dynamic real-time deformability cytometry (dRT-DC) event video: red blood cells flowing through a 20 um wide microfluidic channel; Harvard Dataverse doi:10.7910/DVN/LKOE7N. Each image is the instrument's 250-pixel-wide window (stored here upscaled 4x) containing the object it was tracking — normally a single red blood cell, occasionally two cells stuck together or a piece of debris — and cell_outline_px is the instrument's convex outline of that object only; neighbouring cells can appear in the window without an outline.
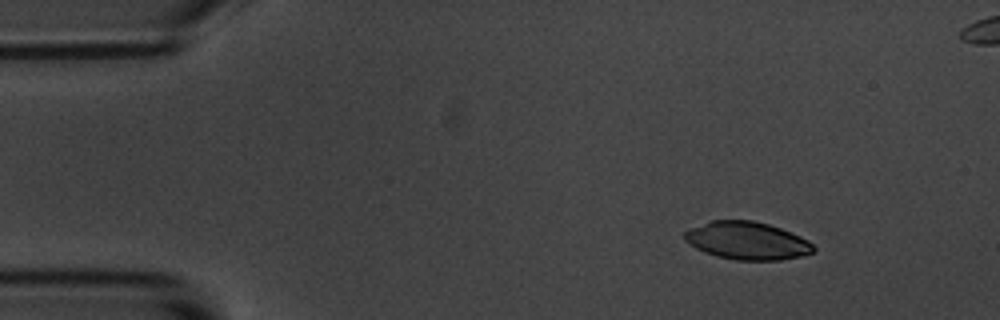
{"species": "common noctule bat (a hibernating species)", "species_latin": "Nyctalus noctula", "temperature_condition": "room temperature", "stored_images_in_passage": 9, "camera_frame_rate_fps": 3000, "um_per_image_px": 0.085, "animal": {"sex": "male", "body_mass_g": 20.1, "forearm_length_mm": 53.5}, "frame": {"image": 1, "passage_image": 1, "time_ms": 0.0, "image_size_px": [1000, 320], "cell_outline_px": [[816, 248], [812, 252], [804, 256], [780, 260], [736, 260], [716, 256], [704, 252], [696, 248], [684, 240], [684, 232], [688, 228], [708, 220], [752, 220], [768, 224], [780, 228], [800, 236], [808, 240]], "centroid_in_image_um": [63.48, 20.45], "position_along_channel_um": 21.5, "area_um2": 28.61}}